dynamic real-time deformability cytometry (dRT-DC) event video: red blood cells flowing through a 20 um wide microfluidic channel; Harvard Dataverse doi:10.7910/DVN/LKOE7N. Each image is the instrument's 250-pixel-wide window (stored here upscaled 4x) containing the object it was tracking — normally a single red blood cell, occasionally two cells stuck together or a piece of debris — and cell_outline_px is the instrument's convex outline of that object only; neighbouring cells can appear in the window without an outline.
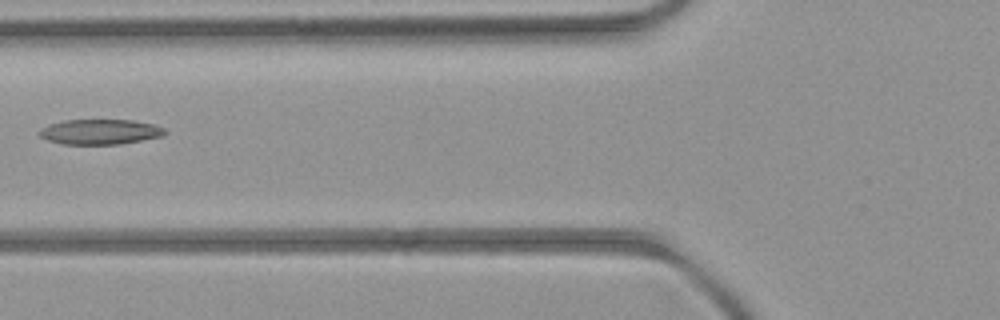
{"species": "common noctule bat (a hibernating species)", "species_latin": "Nyctalus noctula", "temperature_condition": "room temperature", "stored_images_in_passage": 4, "camera_frame_rate_fps": 3000, "um_per_image_px": 0.085, "animal": {"sex": "female", "body_mass_g": 21.9}, "frame": {"image": 1, "passage_image": 2, "time_ms": 1.333, "image_size_px": [1000, 320], "cell_outline_px": [[168, 132], [164, 136], [120, 144], [60, 144], [48, 140], [40, 136], [36, 132], [48, 124], [64, 120], [132, 120], [152, 124], [164, 128]], "centroid_in_image_um": [8.49, 11.2], "position_along_channel_um": 117.3, "area_um2": 18.5}}
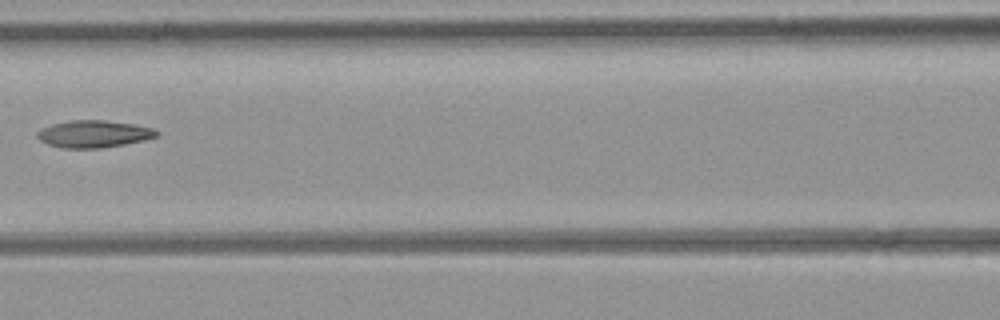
{"frame": {"image": 2, "passage_image": 3, "time_ms": 2.333, "image_size_px": [1000, 320], "cell_outline_px": [[160, 136], [144, 140], [124, 144], [100, 148], [64, 148], [48, 144], [40, 140], [36, 136], [36, 132], [40, 128], [52, 124], [72, 120], [104, 120], [132, 124], [152, 128], [160, 132]], "centroid_in_image_um": [7.96, 11.38], "position_along_channel_um": 158.6, "area_um2": 18.9}}
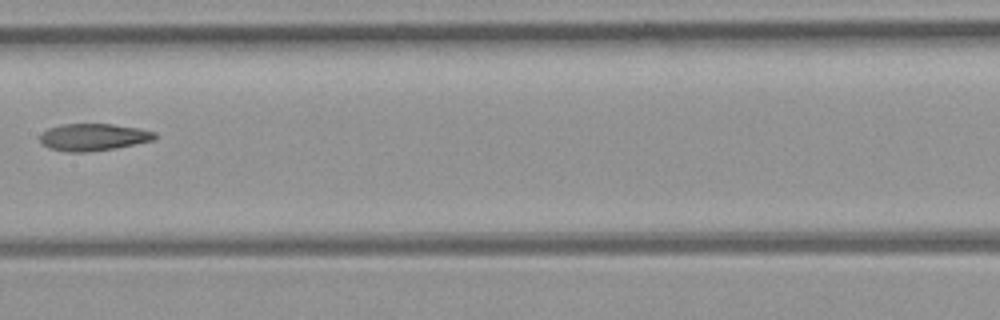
{"frame": {"image": 3, "passage_image": 4, "time_ms": 3.333, "image_size_px": [1000, 320], "cell_outline_px": [[156, 136], [152, 140], [116, 148], [88, 152], [68, 152], [48, 148], [40, 144], [40, 132], [48, 128], [64, 124], [112, 124], [140, 128], [156, 132]], "centroid_in_image_um": [7.89, 11.66], "position_along_channel_um": 199.5, "area_um2": 18.26}}